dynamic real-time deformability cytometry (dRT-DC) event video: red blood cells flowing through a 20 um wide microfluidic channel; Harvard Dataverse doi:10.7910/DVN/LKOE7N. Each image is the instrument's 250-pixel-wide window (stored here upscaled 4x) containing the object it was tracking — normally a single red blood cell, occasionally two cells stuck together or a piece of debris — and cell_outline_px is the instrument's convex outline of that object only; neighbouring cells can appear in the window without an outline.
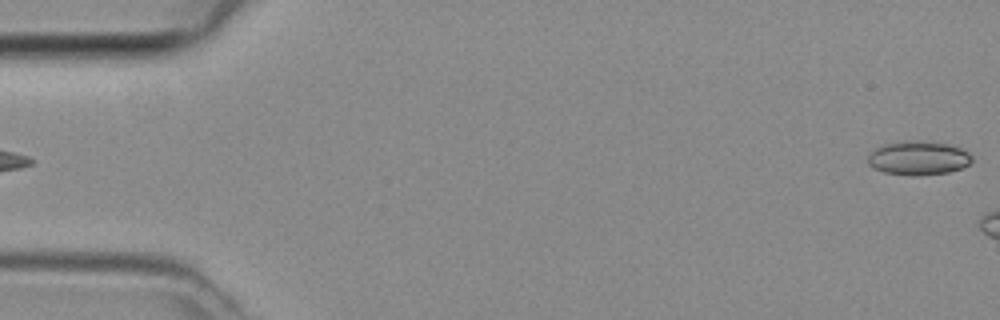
{"species": "common noctule bat (a hibernating species)", "species_latin": "Nyctalus noctula", "temperature_condition": "room temperature", "stored_images_in_passage": 3, "camera_frame_rate_fps": 3000, "um_per_image_px": 0.085, "animal": {"sex": "female", "body_mass_g": 29.2, "forearm_length_mm": 56.3}, "frame": {"image": 1, "passage_image": 3, "time_ms": 0.667, "image_size_px": [1000, 320], "cell_outline_px": [[972, 164], [948, 172], [912, 176], [884, 172], [868, 164], [868, 156], [876, 148], [884, 144], [904, 140], [920, 140], [948, 144], [960, 148], [968, 152], [972, 156]], "centroid_in_image_um": [78.08, 13.42], "position_along_channel_um": 6.9, "area_um2": 20.58}}